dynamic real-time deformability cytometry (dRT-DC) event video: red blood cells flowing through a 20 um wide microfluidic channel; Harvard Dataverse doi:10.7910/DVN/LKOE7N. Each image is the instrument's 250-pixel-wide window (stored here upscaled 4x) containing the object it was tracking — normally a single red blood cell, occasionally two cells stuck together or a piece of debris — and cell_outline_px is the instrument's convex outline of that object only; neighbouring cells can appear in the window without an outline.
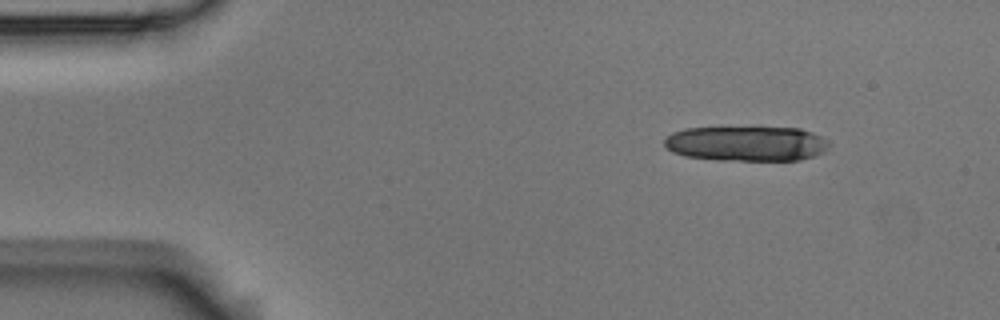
{"species": "Egyptian fruit bat (a non-hibernating species)", "species_latin": "Rousettus aegyptiacus", "temperature_condition": "room temperature", "stored_images_in_passage": 4, "camera_frame_rate_fps": 3000, "um_per_image_px": 0.085, "animal": {"sex": "male"}, "frame": {"image": 1, "passage_image": 1, "time_ms": 0.0, "image_size_px": [1000, 320], "cell_outline_px": [[828, 144], [824, 152], [800, 160], [716, 160], [684, 156], [672, 152], [664, 144], [664, 140], [672, 132], [684, 128], [760, 124], [800, 128], [820, 136], [828, 140]], "centroid_in_image_um": [63.42, 12.14], "position_along_channel_um": 21.6, "area_um2": 35.08}}